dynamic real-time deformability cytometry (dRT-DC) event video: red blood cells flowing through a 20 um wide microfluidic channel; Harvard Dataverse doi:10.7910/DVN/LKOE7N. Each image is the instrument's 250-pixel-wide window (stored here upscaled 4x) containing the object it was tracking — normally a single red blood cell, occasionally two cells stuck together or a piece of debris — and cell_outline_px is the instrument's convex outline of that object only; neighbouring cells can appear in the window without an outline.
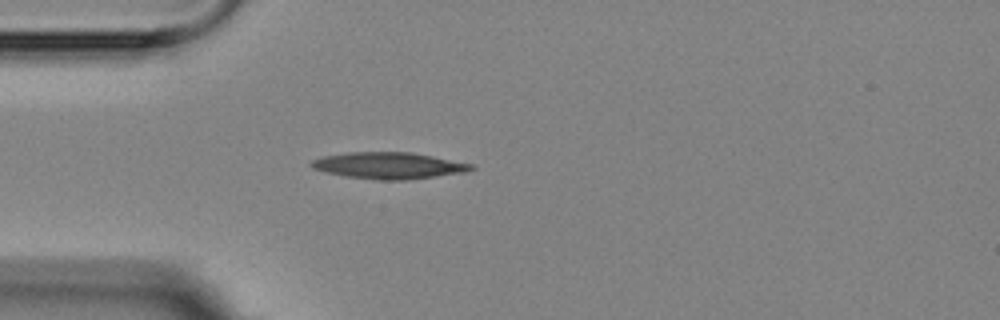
{"species": "Egyptian fruit bat (a non-hibernating species)", "species_latin": "Rousettus aegyptiacus", "temperature_condition": "room temperature", "stored_images_in_passage": 1, "camera_frame_rate_fps": 3000, "um_per_image_px": 0.085, "animal": {"sex": "female"}, "frame": {"image": 1, "passage_image": 1, "time_ms": 0.0, "image_size_px": [1000, 320], "cell_outline_px": [[476, 168], [468, 172], [408, 180], [380, 180], [344, 176], [312, 168], [308, 164], [312, 160], [324, 156], [348, 152], [412, 152], [472, 164]], "centroid_in_image_um": [33.07, 14.07], "position_along_channel_um": 51.9, "area_um2": 24.74}}